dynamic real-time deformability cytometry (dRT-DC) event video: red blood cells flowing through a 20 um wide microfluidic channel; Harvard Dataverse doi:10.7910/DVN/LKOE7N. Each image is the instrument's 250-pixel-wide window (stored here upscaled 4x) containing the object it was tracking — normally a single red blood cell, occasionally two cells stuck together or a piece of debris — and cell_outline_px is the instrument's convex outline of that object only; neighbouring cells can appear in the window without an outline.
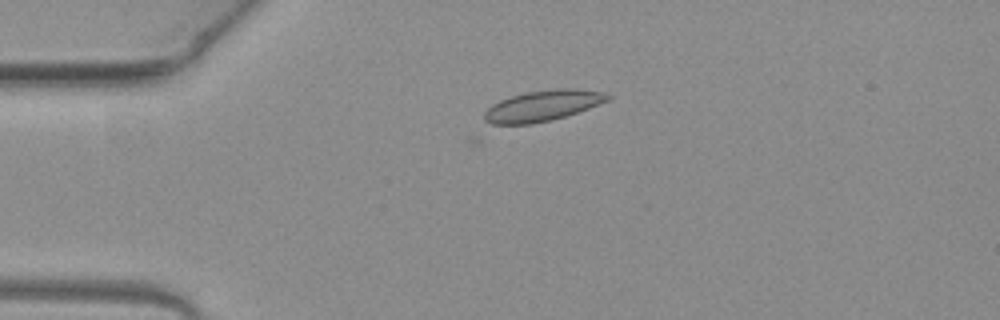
{"species": "common noctule bat (a hibernating species)", "species_latin": "Nyctalus noctula", "temperature_condition": "warm", "stored_images_in_passage": 7, "camera_frame_rate_fps": 3000, "um_per_image_px": 0.085, "animal": {"sex": "female", "body_mass_g": 19.3, "forearm_length_mm": 54.1}, "frame": {"image": 1, "passage_image": 7, "time_ms": 2.0, "image_size_px": [1000, 320], "cell_outline_px": [[612, 96], [608, 100], [588, 108], [564, 116], [532, 124], [492, 124], [484, 120], [484, 112], [492, 104], [500, 100], [524, 92], [556, 88], [576, 88], [608, 92]], "centroid_in_image_um": [46.14, 8.96], "position_along_channel_um": 38.9, "area_um2": 22.08}}